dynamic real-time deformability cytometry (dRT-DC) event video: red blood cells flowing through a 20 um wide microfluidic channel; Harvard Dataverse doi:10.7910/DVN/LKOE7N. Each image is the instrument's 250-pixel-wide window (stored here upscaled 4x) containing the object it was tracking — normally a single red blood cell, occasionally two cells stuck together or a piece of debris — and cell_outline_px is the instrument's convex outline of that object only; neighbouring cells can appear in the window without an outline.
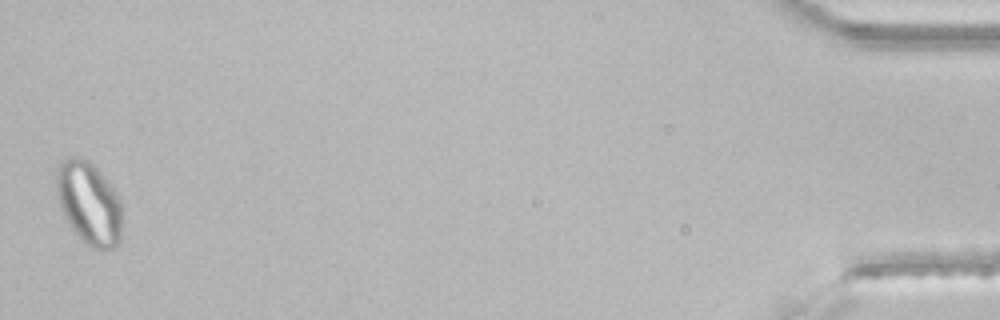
{"species": "common noctule bat (a hibernating species)", "species_latin": "Nyctalus noctula", "temperature_condition": "room temperature", "stored_images_in_passage": 46, "segment_of_instrument_passage": [2, 2], "camera_frame_rate_fps": 3000, "um_per_image_px": 0.085, "animal": {"sex": "male", "body_mass_g": 21.5, "forearm_length_mm": 52.0}, "frame": {"image": 1, "passage_image": 46, "time_ms": 15.0, "image_size_px": [1000, 320], "cell_outline_px": [[120, 240], [108, 252], [100, 252], [92, 248], [72, 228], [64, 216], [60, 208], [56, 192], [56, 172], [60, 164], [64, 160], [72, 156], [76, 156], [88, 160], [104, 176], [120, 200]], "centroid_in_image_um": [7.55, 17.28], "position_along_channel_um": 427.7, "area_um2": 31.44}}